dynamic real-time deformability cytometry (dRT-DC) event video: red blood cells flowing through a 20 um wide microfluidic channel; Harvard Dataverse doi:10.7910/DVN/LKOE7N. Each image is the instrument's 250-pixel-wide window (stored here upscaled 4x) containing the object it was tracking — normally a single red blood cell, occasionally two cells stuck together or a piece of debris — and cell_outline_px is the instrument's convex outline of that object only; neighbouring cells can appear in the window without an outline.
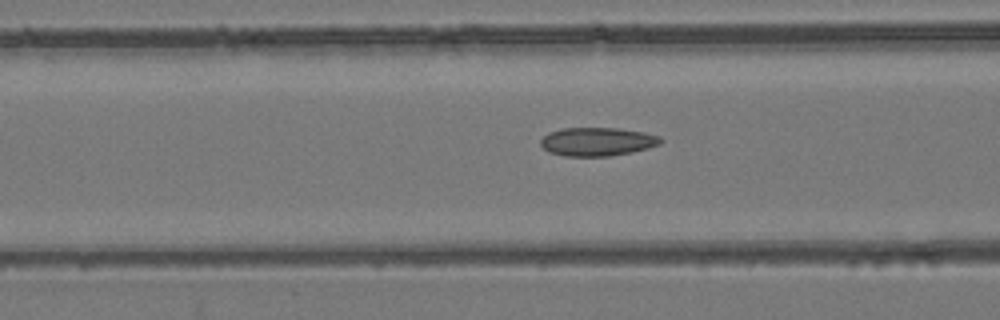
{"species": "common noctule bat (a hibernating species)", "species_latin": "Nyctalus noctula", "temperature_condition": "room temperature", "stored_images_in_passage": 53, "camera_frame_rate_fps": 3000, "um_per_image_px": 0.085, "animal": {"sex": "female", "body_mass_g": 24.6, "forearm_length_mm": 56.2}, "frame": {"image": 1, "passage_image": 21, "time_ms": 6.667, "image_size_px": [1000, 320], "cell_outline_px": [[664, 140], [660, 144], [648, 148], [632, 152], [608, 156], [564, 156], [548, 152], [540, 144], [540, 140], [548, 132], [564, 128], [616, 128], [644, 132], [660, 136]], "centroid_in_image_um": [50.77, 12.04], "position_along_channel_um": 115.8, "area_um2": 20.0}}
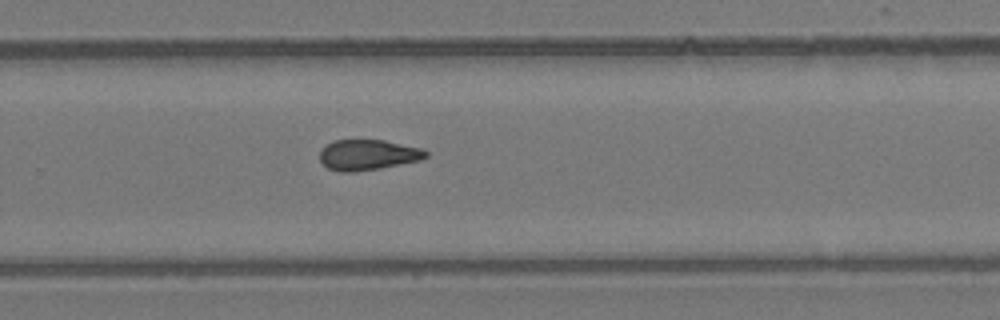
{"frame": {"image": 2, "passage_image": 35, "time_ms": 11.333, "image_size_px": [1000, 320], "cell_outline_px": [[428, 156], [420, 160], [380, 168], [352, 172], [340, 172], [328, 168], [320, 160], [320, 148], [332, 140], [384, 140], [420, 148], [428, 152]], "centroid_in_image_um": [31.23, 13.16], "position_along_channel_um": 298.6, "area_um2": 18.84}}
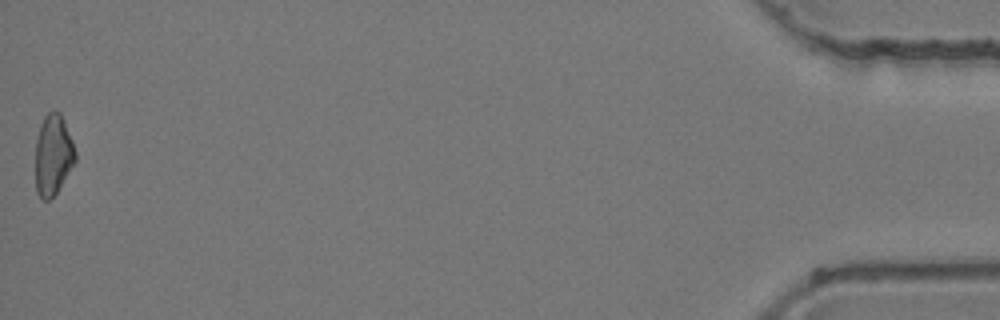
{"frame": {"image": 3, "passage_image": 53, "time_ms": 17.333, "image_size_px": [1000, 320], "cell_outline_px": [[76, 160], [56, 192], [48, 200], [44, 200], [36, 192], [36, 140], [40, 124], [44, 116], [48, 112], [60, 112], [64, 120], [72, 140], [76, 152]], "centroid_in_image_um": [4.51, 13.14], "position_along_channel_um": 430.7, "area_um2": 18.5}, "authors_computed_cell_mechanics": {"area_um2": 19.4786, "velocity_mm_per_s": 3.9197, "shape_relaxation_time_tau1_ms": null, "shape_relaxation_time_tau2_ms": 5.5953, "deformation_change_tau1": null, "deformation_change_tau2": 0.1174}}